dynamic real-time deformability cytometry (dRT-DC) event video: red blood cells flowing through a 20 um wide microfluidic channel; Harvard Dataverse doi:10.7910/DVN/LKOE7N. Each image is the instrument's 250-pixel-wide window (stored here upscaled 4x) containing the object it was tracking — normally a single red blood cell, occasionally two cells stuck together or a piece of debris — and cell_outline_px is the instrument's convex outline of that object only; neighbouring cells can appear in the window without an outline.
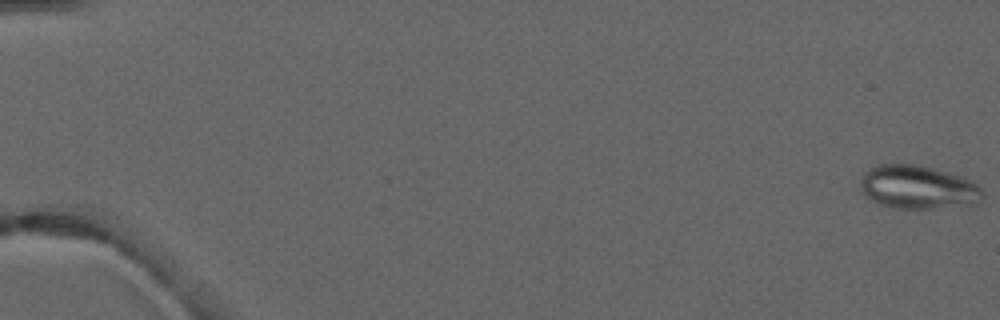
{"species": "common noctule bat (a hibernating species)", "species_latin": "Nyctalus noctula", "temperature_condition": "warm", "stored_images_in_passage": 6, "camera_frame_rate_fps": 3000, "um_per_image_px": 0.085, "animal": {"sex": "male", "forearm_length_mm": 52.5}, "frame": {"image": 1, "passage_image": 1, "time_ms": 0.0, "image_size_px": [1000, 320], "cell_outline_px": [[984, 196], [976, 204], [932, 208], [896, 208], [880, 204], [868, 196], [860, 188], [860, 180], [864, 172], [868, 168], [876, 164], [920, 164], [972, 180], [984, 192]], "centroid_in_image_um": [78.03, 15.89], "position_along_channel_um": 7.0, "area_um2": 30.92}}